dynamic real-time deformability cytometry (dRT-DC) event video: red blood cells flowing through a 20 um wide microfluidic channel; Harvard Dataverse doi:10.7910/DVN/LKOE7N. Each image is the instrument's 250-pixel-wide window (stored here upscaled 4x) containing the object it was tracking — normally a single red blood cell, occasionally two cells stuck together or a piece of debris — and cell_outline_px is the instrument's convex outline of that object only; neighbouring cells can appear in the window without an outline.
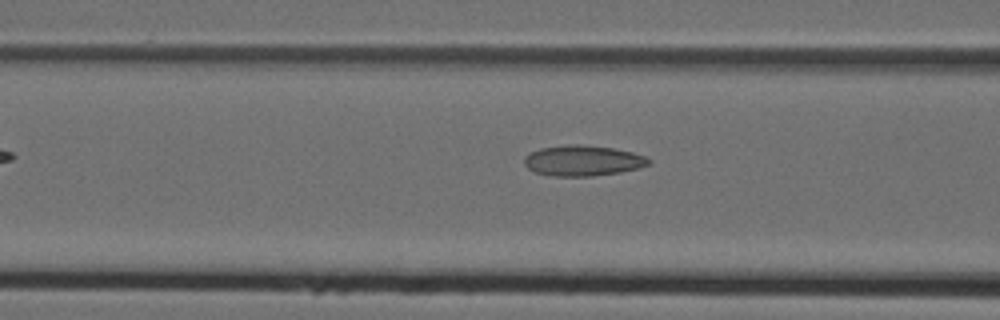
{"species": "Egyptian fruit bat (a non-hibernating species)", "species_latin": "Rousettus aegyptiacus", "temperature_condition": "cold", "stored_images_in_passage": 4, "camera_frame_rate_fps": 3000, "um_per_image_px": 0.085, "animal": {"sex": "female"}, "frame": {"image": 1, "passage_image": 4, "time_ms": 1.0, "image_size_px": [1000, 320], "cell_outline_px": [[652, 164], [640, 168], [620, 172], [592, 176], [552, 176], [536, 172], [528, 168], [524, 164], [524, 156], [540, 148], [568, 144], [580, 144], [612, 148], [632, 152], [644, 156], [652, 160]], "centroid_in_image_um": [49.56, 13.65], "position_along_channel_um": 117.0, "area_um2": 22.25}}